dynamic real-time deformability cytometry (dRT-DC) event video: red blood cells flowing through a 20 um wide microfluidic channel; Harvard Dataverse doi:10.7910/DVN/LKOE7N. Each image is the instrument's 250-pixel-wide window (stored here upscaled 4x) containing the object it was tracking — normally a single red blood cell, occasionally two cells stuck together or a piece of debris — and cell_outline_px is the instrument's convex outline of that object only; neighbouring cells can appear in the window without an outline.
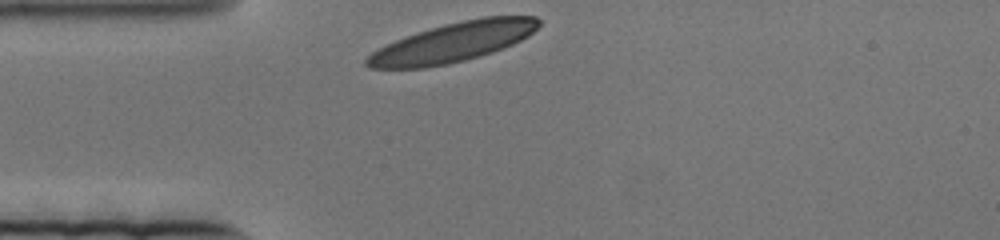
{"species": "human", "species_latin": "Homo sapiens", "temperature_condition": "cold", "stored_images_in_passage": 46, "camera_frame_rate_fps": 3000, "um_per_image_px": 0.085, "donor": {"sex": "female"}, "frame": {"image": 1, "passage_image": 1, "time_ms": 0.0, "image_size_px": [1000, 240], "cell_outline_px": [[540, 24], [528, 36], [504, 48], [492, 52], [464, 60], [448, 64], [424, 68], [372, 68], [364, 64], [364, 60], [372, 52], [396, 40], [444, 24], [484, 16], [536, 16], [540, 20]], "centroid_in_image_um": [38.53, 3.6], "position_along_channel_um": 46.5, "area_um2": 38.9}}
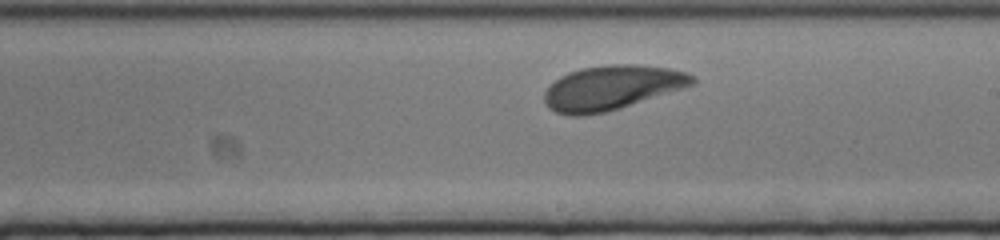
{"frame": {"image": 2, "passage_image": 27, "time_ms": 8.667, "image_size_px": [1000, 240], "cell_outline_px": [[696, 84], [684, 88], [620, 108], [604, 112], [584, 116], [572, 116], [556, 112], [548, 108], [544, 100], [544, 92], [560, 76], [568, 72], [584, 68], [608, 64], [628, 64], [668, 68], [688, 72], [696, 76]], "centroid_in_image_um": [52.03, 7.46], "position_along_channel_um": 237.0, "area_um2": 38.32}}
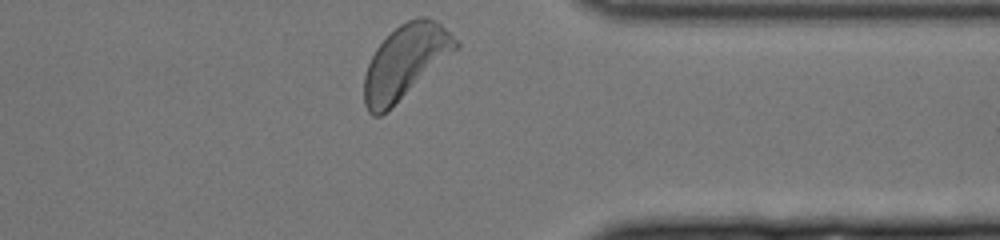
{"frame": {"image": 3, "passage_image": 46, "time_ms": 15.0, "image_size_px": [1000, 240], "cell_outline_px": [[460, 44], [456, 48], [380, 116], [372, 116], [368, 112], [364, 104], [364, 76], [368, 64], [376, 48], [400, 24], [416, 16], [428, 16], [440, 24]], "centroid_in_image_um": [34.39, 5.22], "position_along_channel_um": 377.0, "area_um2": 37.63}}